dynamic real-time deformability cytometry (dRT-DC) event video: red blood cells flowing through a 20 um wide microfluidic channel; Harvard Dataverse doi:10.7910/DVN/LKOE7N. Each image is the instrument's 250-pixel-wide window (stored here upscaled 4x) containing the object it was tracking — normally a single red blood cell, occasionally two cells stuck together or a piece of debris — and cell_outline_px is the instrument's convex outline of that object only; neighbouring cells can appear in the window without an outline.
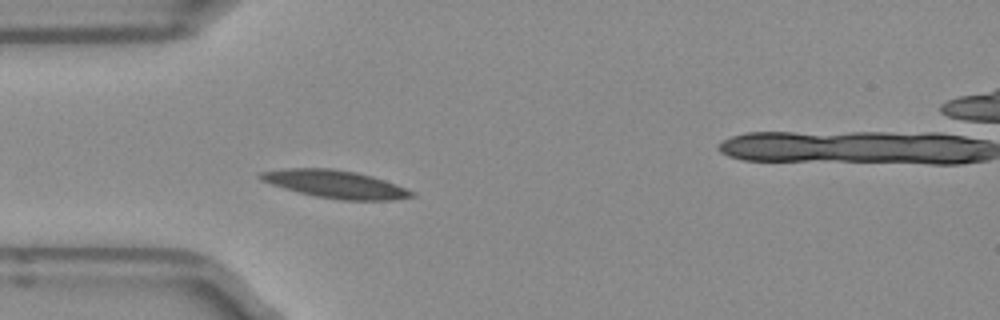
{"species": "Egyptian fruit bat (a non-hibernating species)", "species_latin": "Rousettus aegyptiacus", "temperature_condition": "room temperature", "stored_images_in_passage": 40, "camera_frame_rate_fps": 3000, "um_per_image_px": 0.085, "frame": {"image": 1, "passage_image": 12, "time_ms": 3.667, "image_size_px": [1000, 320], "cell_outline_px": [[416, 196], [392, 200], [340, 200], [316, 196], [284, 188], [260, 180], [256, 176], [260, 172], [284, 168], [332, 168], [356, 172], [372, 176], [396, 184], [416, 192]], "centroid_in_image_um": [28.51, 15.65], "position_along_channel_um": 56.5, "area_um2": 24.51}, "authors_computed_cell_mechanics": {"area_um2": 22.1952, "velocity_mm_per_s": 3.8921, "shape_relaxation_time_tau1_ms": 5.529, "shape_relaxation_time_tau2_ms": 4.5774, "deformation_change_tau1": 0.1286, "deformation_change_tau2": 0.1006}}